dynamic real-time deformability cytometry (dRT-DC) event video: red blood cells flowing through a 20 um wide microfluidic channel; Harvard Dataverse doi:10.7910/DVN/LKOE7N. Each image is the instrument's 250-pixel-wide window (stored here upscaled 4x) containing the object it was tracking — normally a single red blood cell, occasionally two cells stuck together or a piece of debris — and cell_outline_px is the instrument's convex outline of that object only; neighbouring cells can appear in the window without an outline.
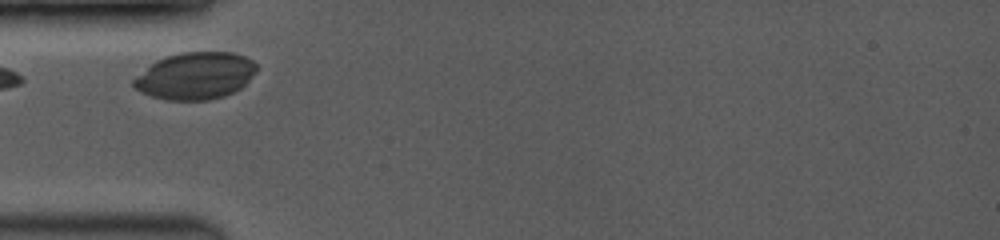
{"species": "common noctule bat (a hibernating species)", "species_latin": "Nyctalus noctula", "temperature_condition": "room temperature", "stored_images_in_passage": 3, "camera_frame_rate_fps": 3500, "um_per_image_px": 0.085, "animal": {"sex": "female", "body_mass_g": 19.0, "forearm_length_mm": 53.3}, "frame": {"image": 1, "passage_image": 1, "time_ms": 0.0, "image_size_px": [1000, 240], "cell_outline_px": [[260, 68], [240, 88], [224, 96], [208, 100], [168, 100], [152, 96], [140, 92], [132, 84], [132, 80], [136, 76], [156, 60], [168, 56], [184, 52], [232, 52], [244, 56], [252, 60]], "centroid_in_image_um": [16.62, 6.44], "position_along_channel_um": 68.4, "area_um2": 33.58}}